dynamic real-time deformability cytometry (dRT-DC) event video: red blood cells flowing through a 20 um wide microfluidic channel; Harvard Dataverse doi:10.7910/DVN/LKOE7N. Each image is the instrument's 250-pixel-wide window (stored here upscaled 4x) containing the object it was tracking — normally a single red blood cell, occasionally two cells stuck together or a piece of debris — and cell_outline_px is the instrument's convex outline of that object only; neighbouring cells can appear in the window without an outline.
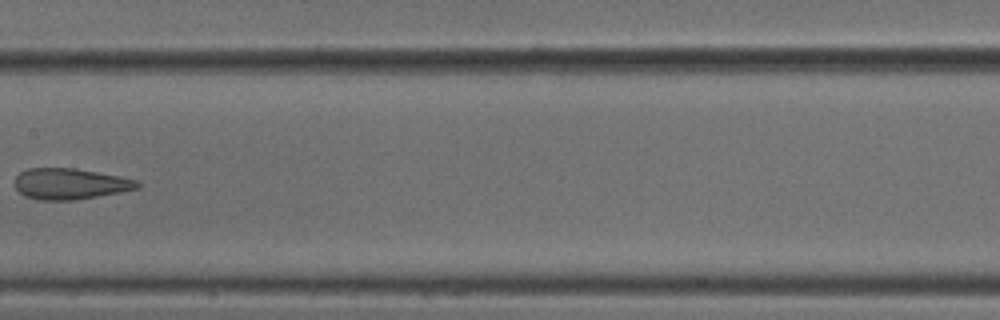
{"species": "common noctule bat (a hibernating species)", "species_latin": "Nyctalus noctula", "temperature_condition": "cold", "stored_images_in_passage": 10, "camera_frame_rate_fps": 3000, "um_per_image_px": 0.085, "animal": {"sex": "male", "body_mass_g": 18.8}, "frame": {"image": 1, "passage_image": 9, "time_ms": 2.667, "image_size_px": [1000, 320], "cell_outline_px": [[140, 184], [136, 188], [120, 192], [76, 200], [40, 200], [24, 196], [16, 188], [16, 176], [20, 172], [28, 168], [76, 168], [136, 180]], "centroid_in_image_um": [5.91, 15.63], "position_along_channel_um": 201.5, "area_um2": 21.85}}
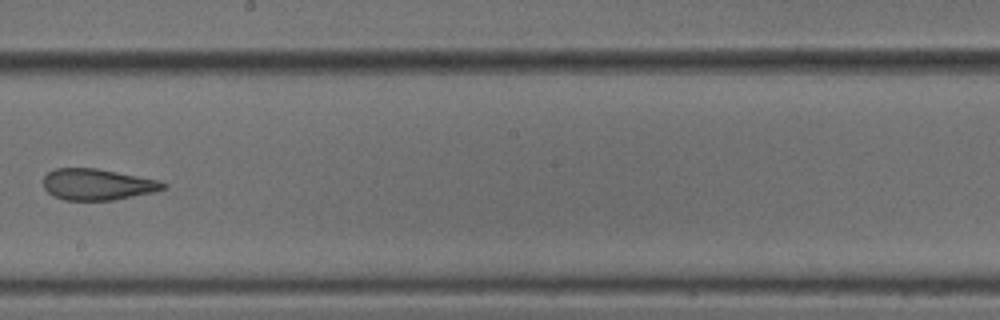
{"frame": {"image": 2, "passage_image": 10, "time_ms": 3.0, "image_size_px": [1000, 320], "cell_outline_px": [[168, 188], [156, 192], [112, 200], [64, 200], [48, 192], [44, 188], [44, 176], [48, 172], [56, 168], [96, 168], [160, 180], [168, 184]], "centroid_in_image_um": [8.34, 15.67], "position_along_channel_um": 239.9, "area_um2": 21.91}}